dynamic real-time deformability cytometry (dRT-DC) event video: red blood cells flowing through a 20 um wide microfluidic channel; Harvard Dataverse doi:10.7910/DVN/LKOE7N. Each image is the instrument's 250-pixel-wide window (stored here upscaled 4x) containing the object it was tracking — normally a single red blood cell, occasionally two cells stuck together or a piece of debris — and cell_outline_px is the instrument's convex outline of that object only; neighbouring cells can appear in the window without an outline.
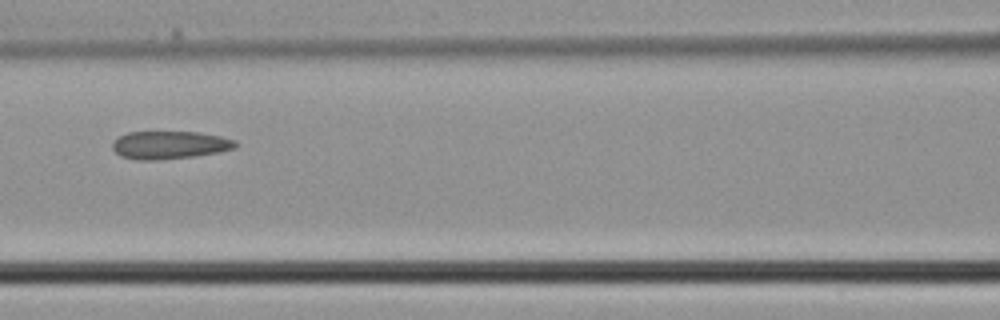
{"species": "common noctule bat (a hibernating species)", "species_latin": "Nyctalus noctula", "temperature_condition": "cold", "stored_images_in_passage": 6, "camera_frame_rate_fps": 3000, "um_per_image_px": 0.085, "animal": {"sex": "male", "body_mass_g": 21.5, "forearm_length_mm": 52.0}, "frame": {"image": 1, "passage_image": 5, "time_ms": 1.333, "image_size_px": [1000, 320], "cell_outline_px": [[236, 148], [220, 152], [192, 156], [160, 160], [136, 160], [120, 156], [112, 148], [112, 140], [128, 132], [200, 132], [220, 136], [236, 140]], "centroid_in_image_um": [14.4, 12.32], "position_along_channel_um": 152.2, "area_um2": 20.11}}